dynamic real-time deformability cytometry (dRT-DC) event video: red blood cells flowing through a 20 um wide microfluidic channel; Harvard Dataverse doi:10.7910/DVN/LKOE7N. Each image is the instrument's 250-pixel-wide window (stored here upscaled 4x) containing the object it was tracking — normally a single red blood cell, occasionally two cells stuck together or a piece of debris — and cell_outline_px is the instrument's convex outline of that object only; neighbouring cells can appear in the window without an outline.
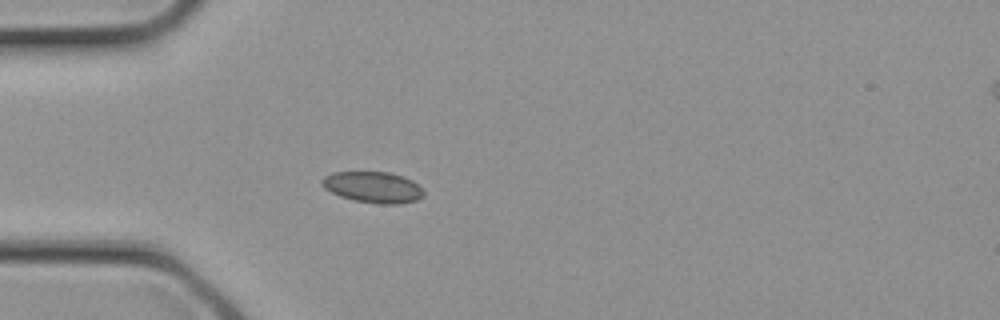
{"species": "common noctule bat (a hibernating species)", "species_latin": "Nyctalus noctula", "temperature_condition": "cold", "stored_images_in_passage": 5, "camera_frame_rate_fps": 3000, "um_per_image_px": 0.085, "animal": {"sex": "female", "body_mass_g": 21.9}, "frame": {"image": 1, "passage_image": 1, "time_ms": 0.0, "image_size_px": [1000, 320], "cell_outline_px": [[424, 196], [416, 200], [400, 204], [376, 204], [352, 200], [340, 196], [324, 188], [320, 184], [320, 180], [324, 176], [332, 172], [388, 172], [404, 176], [412, 180], [424, 192]], "centroid_in_image_um": [31.68, 15.91], "position_along_channel_um": 53.3, "area_um2": 18.61}}
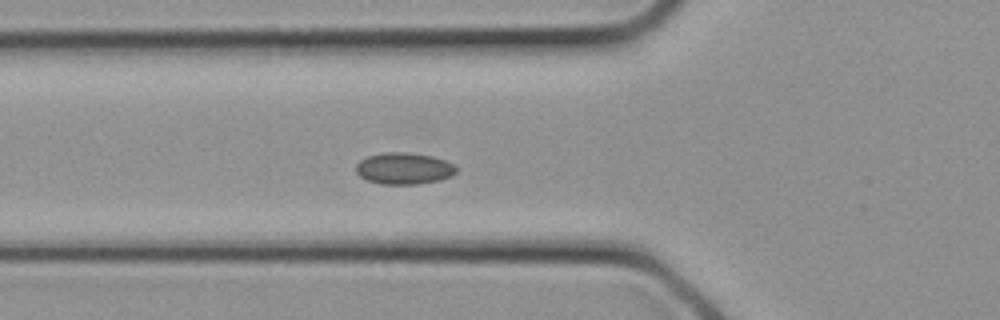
{"frame": {"image": 2, "passage_image": 3, "time_ms": 0.667, "image_size_px": [1000, 320], "cell_outline_px": [[456, 172], [452, 176], [440, 180], [420, 184], [380, 184], [368, 180], [360, 176], [356, 172], [356, 164], [360, 160], [368, 156], [384, 152], [404, 152], [432, 156], [444, 160], [452, 164], [456, 168]], "centroid_in_image_um": [34.33, 14.32], "position_along_channel_um": 91.5, "area_um2": 18.44}}
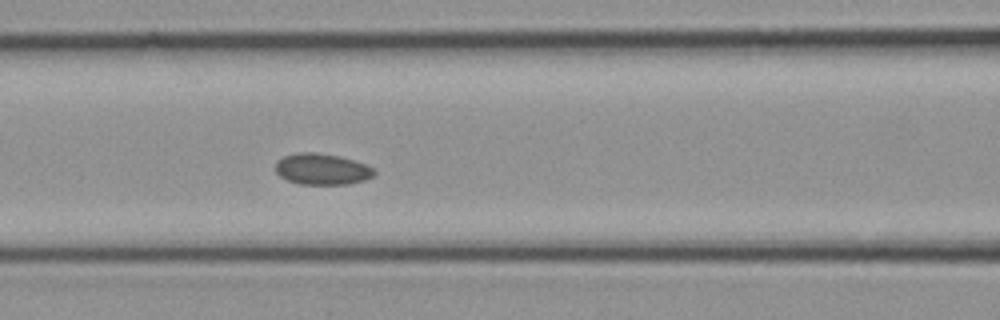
{"frame": {"image": 3, "passage_image": 5, "time_ms": 1.333, "image_size_px": [1000, 320], "cell_outline_px": [[376, 172], [372, 176], [364, 180], [348, 184], [300, 184], [288, 180], [280, 176], [276, 172], [276, 160], [284, 156], [300, 152], [316, 152], [340, 156], [364, 164], [372, 168]], "centroid_in_image_um": [27.34, 14.37], "position_along_channel_um": 139.3, "area_um2": 17.8}}